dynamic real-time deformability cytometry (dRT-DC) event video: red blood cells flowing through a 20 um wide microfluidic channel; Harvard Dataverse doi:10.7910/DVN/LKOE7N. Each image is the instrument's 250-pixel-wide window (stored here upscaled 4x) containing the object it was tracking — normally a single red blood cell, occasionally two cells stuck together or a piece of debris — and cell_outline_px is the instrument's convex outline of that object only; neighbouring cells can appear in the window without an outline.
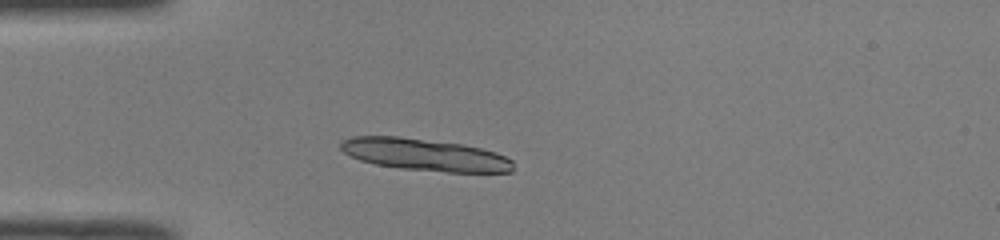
{"species": "common noctule bat (a hibernating species)", "species_latin": "Nyctalus noctula", "temperature_condition": "room temperature", "stored_images_in_passage": 37, "camera_frame_rate_fps": 3000, "um_per_image_px": 0.085, "animal": {"sex": "male", "body_mass_g": 19.0, "forearm_length_mm": 50.8}, "frame": {"image": 1, "passage_image": 1, "time_ms": 0.0, "image_size_px": [1000, 240], "cell_outline_px": [[512, 172], [448, 172], [400, 168], [376, 164], [360, 160], [344, 152], [340, 148], [340, 140], [352, 136], [400, 136], [464, 144], [496, 152], [512, 160]], "centroid_in_image_um": [36.09, 13.14], "position_along_channel_um": 48.9, "area_um2": 32.25}, "authors_computed_cell_mechanics": {"area_um2": 17.2244, "velocity_mm_per_s": 4.0076, "shape_relaxation_time_tau1_ms": 2.4079, "shape_relaxation_time_tau2_ms": 2.4031, "deformation_change_tau1": 0.108, "deformation_change_tau2": 0.0609}}